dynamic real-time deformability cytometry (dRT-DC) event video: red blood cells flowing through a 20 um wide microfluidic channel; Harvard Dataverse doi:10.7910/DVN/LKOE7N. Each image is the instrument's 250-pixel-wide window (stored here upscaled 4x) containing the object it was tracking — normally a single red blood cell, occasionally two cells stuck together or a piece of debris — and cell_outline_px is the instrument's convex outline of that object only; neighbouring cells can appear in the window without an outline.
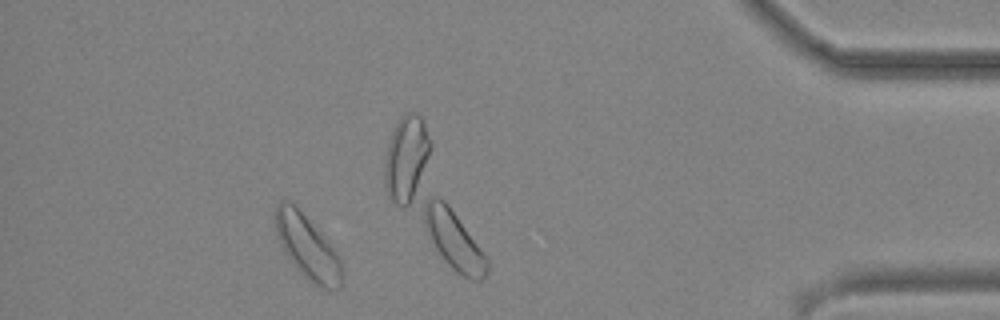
{"species": "common noctule bat (a hibernating species)", "species_latin": "Nyctalus noctula", "temperature_condition": "cold", "stored_images_in_passage": 37, "camera_frame_rate_fps": 3000, "um_per_image_px": 0.085, "animal": {"sex": "male", "body_mass_g": 19.2, "forearm_length_mm": 51.8}, "frame": {"image": 1, "passage_image": 32, "time_ms": 10.333, "image_size_px": [1000, 320], "cell_outline_px": [[344, 284], [336, 292], [324, 288], [308, 280], [296, 268], [284, 252], [276, 236], [276, 204], [280, 200], [288, 200], [304, 216], [340, 256], [344, 272]], "centroid_in_image_um": [26.17, 21.1], "position_along_channel_um": 409.0, "area_um2": 24.57}}